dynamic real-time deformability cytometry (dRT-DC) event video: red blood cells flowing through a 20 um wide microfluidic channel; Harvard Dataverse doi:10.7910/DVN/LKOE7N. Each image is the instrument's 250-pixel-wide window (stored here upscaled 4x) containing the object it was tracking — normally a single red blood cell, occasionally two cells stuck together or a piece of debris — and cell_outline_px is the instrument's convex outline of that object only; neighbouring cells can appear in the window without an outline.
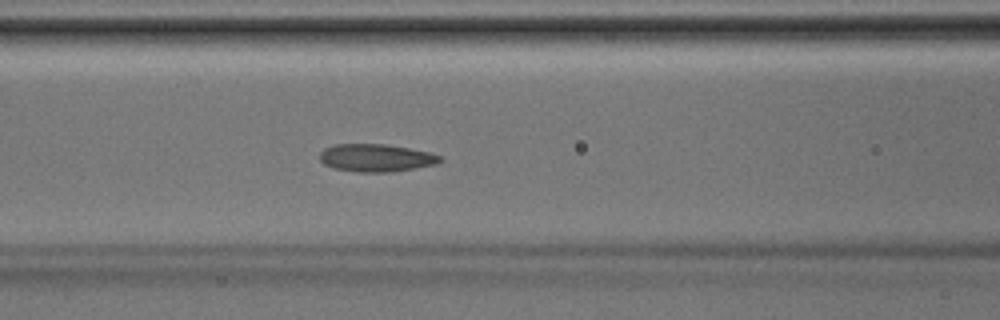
{"species": "Egyptian fruit bat (a non-hibernating species)", "species_latin": "Rousettus aegyptiacus", "temperature_condition": "room temperature", "stored_images_in_passage": 34, "camera_frame_rate_fps": 3000, "um_per_image_px": 0.085, "animal": {"sex": "male"}, "frame": {"image": 1, "passage_image": 10, "time_ms": 3.0, "image_size_px": [1000, 320], "cell_outline_px": [[444, 160], [436, 164], [416, 168], [392, 172], [356, 172], [332, 168], [324, 164], [320, 160], [320, 152], [324, 148], [336, 144], [388, 144], [428, 152], [440, 156]], "centroid_in_image_um": [31.95, 13.42], "position_along_channel_um": 134.6, "area_um2": 19.54}}
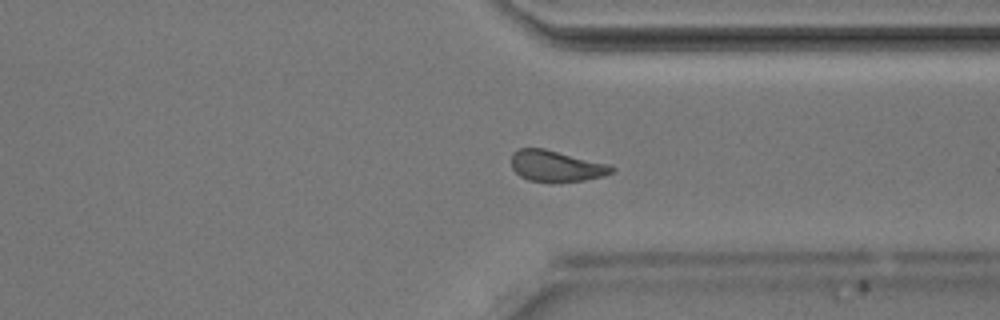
{"frame": {"image": 2, "passage_image": 24, "time_ms": 7.667, "image_size_px": [1000, 320], "cell_outline_px": [[616, 172], [604, 176], [584, 180], [528, 180], [520, 176], [512, 168], [512, 152], [520, 148], [544, 148], [608, 164], [616, 168]], "centroid_in_image_um": [47.3, 14.08], "position_along_channel_um": 364.1, "area_um2": 17.8}}
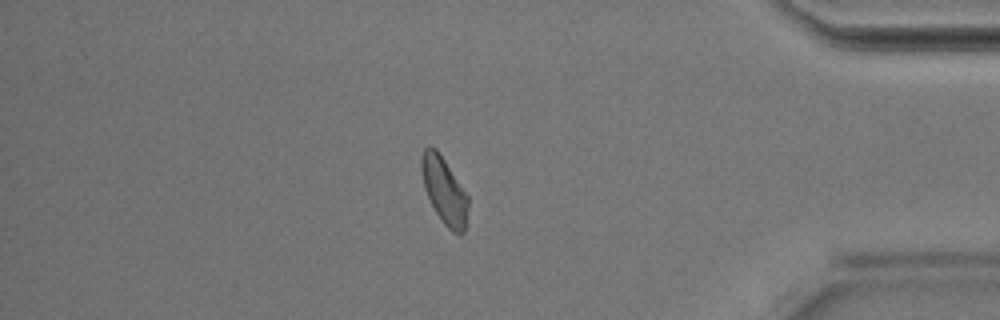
{"frame": {"image": 3, "passage_image": 28, "time_ms": 9.0, "image_size_px": [1000, 320], "cell_outline_px": [[468, 204], [464, 232], [460, 236], [452, 232], [444, 224], [436, 212], [424, 188], [420, 168], [420, 156], [424, 148], [428, 144], [432, 144], [440, 152], [468, 196]], "centroid_in_image_um": [37.73, 16.14], "position_along_channel_um": 397.5, "area_um2": 18.32}}